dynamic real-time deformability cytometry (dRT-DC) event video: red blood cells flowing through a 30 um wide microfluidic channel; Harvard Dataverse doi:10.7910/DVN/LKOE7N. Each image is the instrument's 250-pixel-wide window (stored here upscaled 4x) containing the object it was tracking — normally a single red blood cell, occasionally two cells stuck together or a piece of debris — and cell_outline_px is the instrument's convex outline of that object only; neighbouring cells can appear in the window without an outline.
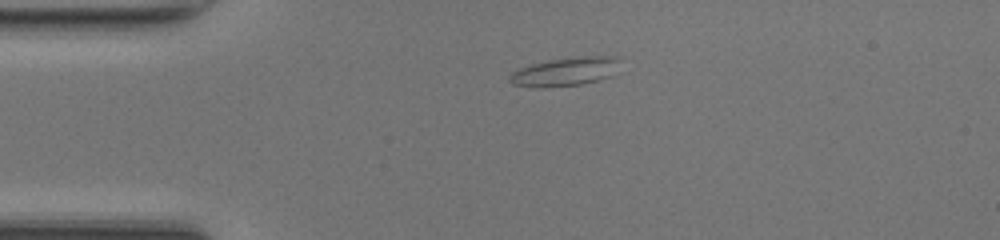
{"species": "common noctule bat (a hibernating species)", "species_latin": "Nyctalus noctula", "temperature_condition": "room temperature", "stored_images_in_passage": 39, "segment_of_instrument_passage": [1, 2], "camera_frame_rate_fps": 3000, "um_per_image_px": 0.085, "animal": {"sex": "female", "body_mass_g": 17.0, "forearm_length_mm": 48.0}, "frame": {"image": 1, "passage_image": 1, "time_ms": 0.0, "image_size_px": [1000, 240], "cell_outline_px": [[620, 60], [612, 76], [580, 84], [540, 88], [512, 84], [508, 80], [508, 76], [512, 72], [520, 68], [532, 64], [548, 60], [588, 56], [616, 56]], "centroid_in_image_um": [48.02, 6.09], "position_along_channel_um": 37.0, "area_um2": 18.21}}
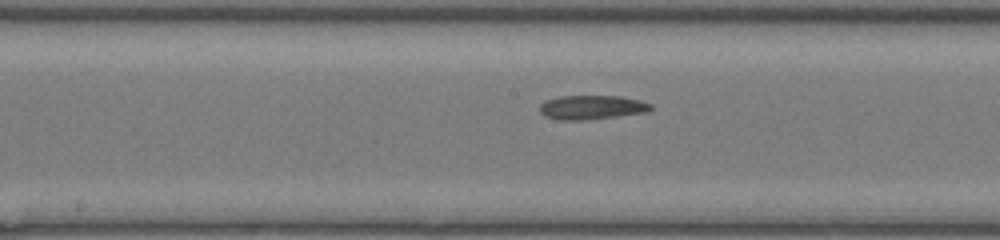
{"frame": {"image": 2, "passage_image": 15, "time_ms": 4.667, "image_size_px": [1000, 240], "cell_outline_px": [[652, 108], [648, 112], [584, 120], [560, 120], [544, 116], [540, 112], [540, 104], [544, 100], [560, 96], [620, 96], [640, 100], [652, 104]], "centroid_in_image_um": [50.28, 9.12], "position_along_channel_um": 197.9, "area_um2": 15.66}}
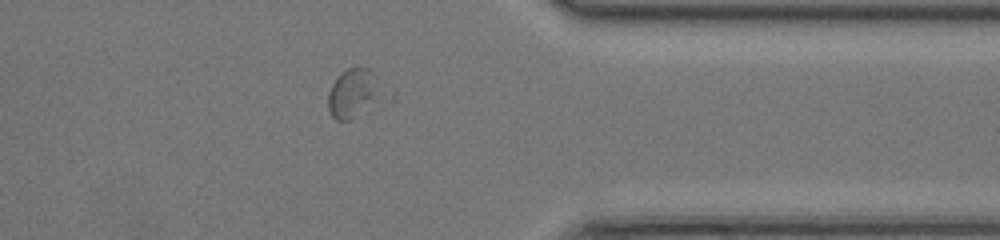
{"frame": {"image": 3, "passage_image": 29, "time_ms": 9.333, "image_size_px": [1000, 240], "cell_outline_px": [[372, 96], [360, 116], [348, 120], [336, 120], [328, 112], [328, 92], [336, 76], [340, 72], [348, 68], [368, 68], [372, 72]], "centroid_in_image_um": [29.76, 7.95], "position_along_channel_um": 381.6, "area_um2": 13.64}}